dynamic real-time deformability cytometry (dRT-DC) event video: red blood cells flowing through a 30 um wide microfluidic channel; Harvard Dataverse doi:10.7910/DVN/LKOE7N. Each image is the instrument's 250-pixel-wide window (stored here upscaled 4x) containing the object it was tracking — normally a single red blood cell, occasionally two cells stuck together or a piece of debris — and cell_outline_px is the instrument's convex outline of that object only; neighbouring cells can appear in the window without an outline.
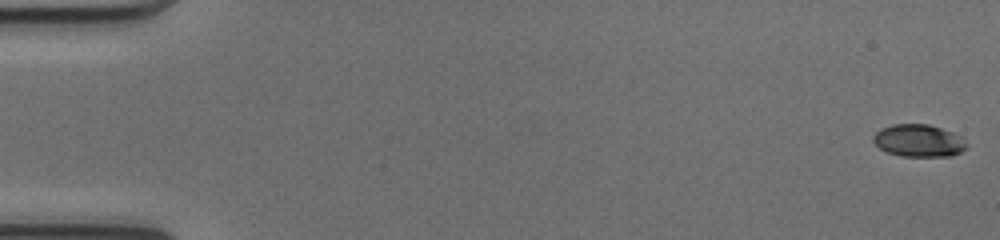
{"species": "common noctule bat (a hibernating species)", "species_latin": "Nyctalus noctula", "temperature_condition": "cold", "stored_images_in_passage": 51, "camera_frame_rate_fps": 3000, "um_per_image_px": 0.085, "animal": {"sex": "female", "body_mass_g": 17.0, "forearm_length_mm": 48.0}, "frame": {"image": 1, "passage_image": 1, "time_ms": 0.0, "image_size_px": [1000, 240], "cell_outline_px": [[968, 148], [952, 156], [900, 156], [888, 152], [880, 148], [872, 140], [872, 136], [880, 128], [892, 124], [928, 124], [952, 132], [960, 136], [968, 144]], "centroid_in_image_um": [78.09, 11.95], "position_along_channel_um": 6.9, "area_um2": 17.69}}
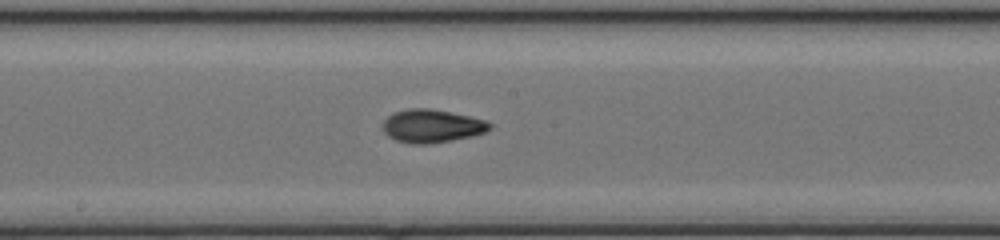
{"frame": {"image": 2, "passage_image": 28, "time_ms": 9.0, "image_size_px": [1000, 240], "cell_outline_px": [[492, 128], [488, 132], [472, 136], [452, 140], [428, 144], [412, 144], [396, 140], [388, 136], [384, 132], [384, 120], [392, 112], [408, 108], [428, 108], [488, 120], [492, 124]], "centroid_in_image_um": [36.74, 10.71], "position_along_channel_um": 211.5, "area_um2": 20.75}}
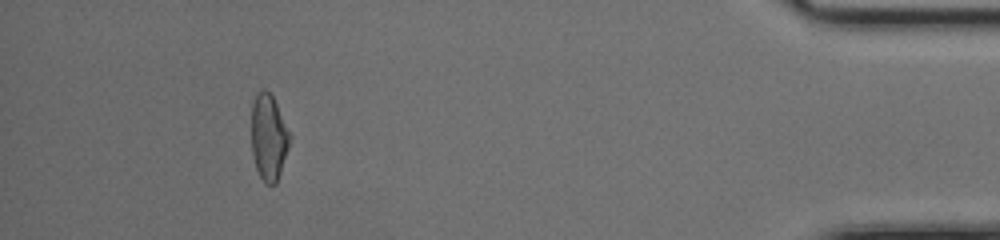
{"frame": {"image": 3, "passage_image": 47, "time_ms": 15.333, "image_size_px": [1000, 240], "cell_outline_px": [[288, 148], [276, 184], [264, 184], [256, 168], [252, 152], [252, 104], [256, 96], [264, 88], [272, 96], [276, 104], [288, 132]], "centroid_in_image_um": [22.8, 11.71], "position_along_channel_um": 412.4, "area_um2": 18.5}, "authors_computed_cell_mechanics": {"area_um2": 19.5364, "velocity_mm_per_s": 4.1308, "shape_relaxation_time_tau1_ms": 6.8611, "shape_relaxation_time_tau2_ms": 1.7114, "deformation_change_tau1": 0.2295, "deformation_change_tau2": 0.0718}}